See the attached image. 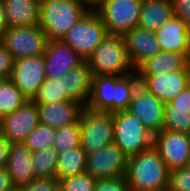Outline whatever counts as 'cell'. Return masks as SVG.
Masks as SVG:
<instances>
[{"label": "cell", "mask_w": 190, "mask_h": 191, "mask_svg": "<svg viewBox=\"0 0 190 191\" xmlns=\"http://www.w3.org/2000/svg\"><path fill=\"white\" fill-rule=\"evenodd\" d=\"M39 122L57 129L79 121L84 106L78 102L45 103L37 105Z\"/></svg>", "instance_id": "ac0fdd59"}, {"label": "cell", "mask_w": 190, "mask_h": 191, "mask_svg": "<svg viewBox=\"0 0 190 191\" xmlns=\"http://www.w3.org/2000/svg\"><path fill=\"white\" fill-rule=\"evenodd\" d=\"M86 155L80 146L58 153L56 178L61 180L85 172Z\"/></svg>", "instance_id": "d4e9b609"}, {"label": "cell", "mask_w": 190, "mask_h": 191, "mask_svg": "<svg viewBox=\"0 0 190 191\" xmlns=\"http://www.w3.org/2000/svg\"><path fill=\"white\" fill-rule=\"evenodd\" d=\"M14 66L12 54L0 42V80L10 79Z\"/></svg>", "instance_id": "8d00e7d4"}, {"label": "cell", "mask_w": 190, "mask_h": 191, "mask_svg": "<svg viewBox=\"0 0 190 191\" xmlns=\"http://www.w3.org/2000/svg\"><path fill=\"white\" fill-rule=\"evenodd\" d=\"M87 12L78 0H40L39 27L48 40H62Z\"/></svg>", "instance_id": "7a4b0ae2"}, {"label": "cell", "mask_w": 190, "mask_h": 191, "mask_svg": "<svg viewBox=\"0 0 190 191\" xmlns=\"http://www.w3.org/2000/svg\"><path fill=\"white\" fill-rule=\"evenodd\" d=\"M170 103L175 107L190 108V85L183 89Z\"/></svg>", "instance_id": "ab89813d"}, {"label": "cell", "mask_w": 190, "mask_h": 191, "mask_svg": "<svg viewBox=\"0 0 190 191\" xmlns=\"http://www.w3.org/2000/svg\"><path fill=\"white\" fill-rule=\"evenodd\" d=\"M92 76H122L135 70L129 61L121 35H108L86 60Z\"/></svg>", "instance_id": "3957f363"}, {"label": "cell", "mask_w": 190, "mask_h": 191, "mask_svg": "<svg viewBox=\"0 0 190 191\" xmlns=\"http://www.w3.org/2000/svg\"><path fill=\"white\" fill-rule=\"evenodd\" d=\"M185 69V54L160 51L144 61L137 69L138 75H160Z\"/></svg>", "instance_id": "cb8c5ba5"}, {"label": "cell", "mask_w": 190, "mask_h": 191, "mask_svg": "<svg viewBox=\"0 0 190 191\" xmlns=\"http://www.w3.org/2000/svg\"><path fill=\"white\" fill-rule=\"evenodd\" d=\"M93 191H130L126 177L97 180Z\"/></svg>", "instance_id": "d590c367"}, {"label": "cell", "mask_w": 190, "mask_h": 191, "mask_svg": "<svg viewBox=\"0 0 190 191\" xmlns=\"http://www.w3.org/2000/svg\"><path fill=\"white\" fill-rule=\"evenodd\" d=\"M113 142L129 158L153 145V134L129 111L114 113Z\"/></svg>", "instance_id": "5b68a950"}, {"label": "cell", "mask_w": 190, "mask_h": 191, "mask_svg": "<svg viewBox=\"0 0 190 191\" xmlns=\"http://www.w3.org/2000/svg\"><path fill=\"white\" fill-rule=\"evenodd\" d=\"M128 157L114 143L107 144L102 149L86 155V168L90 176L96 180L124 177Z\"/></svg>", "instance_id": "9c48e42d"}, {"label": "cell", "mask_w": 190, "mask_h": 191, "mask_svg": "<svg viewBox=\"0 0 190 191\" xmlns=\"http://www.w3.org/2000/svg\"><path fill=\"white\" fill-rule=\"evenodd\" d=\"M23 191H59V180L55 178H35L21 186Z\"/></svg>", "instance_id": "e575fe53"}, {"label": "cell", "mask_w": 190, "mask_h": 191, "mask_svg": "<svg viewBox=\"0 0 190 191\" xmlns=\"http://www.w3.org/2000/svg\"><path fill=\"white\" fill-rule=\"evenodd\" d=\"M140 84L164 104L169 103L183 89L190 85L186 68L181 71L160 75H138Z\"/></svg>", "instance_id": "9a60e30c"}, {"label": "cell", "mask_w": 190, "mask_h": 191, "mask_svg": "<svg viewBox=\"0 0 190 191\" xmlns=\"http://www.w3.org/2000/svg\"><path fill=\"white\" fill-rule=\"evenodd\" d=\"M140 84L136 70L122 76L115 75V99H113V113L128 110L133 91Z\"/></svg>", "instance_id": "484cf974"}, {"label": "cell", "mask_w": 190, "mask_h": 191, "mask_svg": "<svg viewBox=\"0 0 190 191\" xmlns=\"http://www.w3.org/2000/svg\"><path fill=\"white\" fill-rule=\"evenodd\" d=\"M108 35L106 26L98 13L88 11L68 30L62 41L71 46L83 60H87Z\"/></svg>", "instance_id": "8992f818"}, {"label": "cell", "mask_w": 190, "mask_h": 191, "mask_svg": "<svg viewBox=\"0 0 190 191\" xmlns=\"http://www.w3.org/2000/svg\"><path fill=\"white\" fill-rule=\"evenodd\" d=\"M8 29L6 13L4 10L3 1L0 0V36Z\"/></svg>", "instance_id": "7bdbcfd3"}, {"label": "cell", "mask_w": 190, "mask_h": 191, "mask_svg": "<svg viewBox=\"0 0 190 191\" xmlns=\"http://www.w3.org/2000/svg\"><path fill=\"white\" fill-rule=\"evenodd\" d=\"M153 146L169 171L189 166L190 135L188 133L162 129L153 135Z\"/></svg>", "instance_id": "30bf717a"}, {"label": "cell", "mask_w": 190, "mask_h": 191, "mask_svg": "<svg viewBox=\"0 0 190 191\" xmlns=\"http://www.w3.org/2000/svg\"><path fill=\"white\" fill-rule=\"evenodd\" d=\"M0 42L15 59L43 55L48 39L39 25L8 27L0 36Z\"/></svg>", "instance_id": "ba28073f"}, {"label": "cell", "mask_w": 190, "mask_h": 191, "mask_svg": "<svg viewBox=\"0 0 190 191\" xmlns=\"http://www.w3.org/2000/svg\"><path fill=\"white\" fill-rule=\"evenodd\" d=\"M88 11H96L104 0H78Z\"/></svg>", "instance_id": "b9f144b4"}, {"label": "cell", "mask_w": 190, "mask_h": 191, "mask_svg": "<svg viewBox=\"0 0 190 191\" xmlns=\"http://www.w3.org/2000/svg\"><path fill=\"white\" fill-rule=\"evenodd\" d=\"M10 80L28 99H32L45 81L43 55L15 59Z\"/></svg>", "instance_id": "4fadbf2b"}, {"label": "cell", "mask_w": 190, "mask_h": 191, "mask_svg": "<svg viewBox=\"0 0 190 191\" xmlns=\"http://www.w3.org/2000/svg\"><path fill=\"white\" fill-rule=\"evenodd\" d=\"M174 15L190 29V0H171Z\"/></svg>", "instance_id": "74e56055"}, {"label": "cell", "mask_w": 190, "mask_h": 191, "mask_svg": "<svg viewBox=\"0 0 190 191\" xmlns=\"http://www.w3.org/2000/svg\"><path fill=\"white\" fill-rule=\"evenodd\" d=\"M143 0H104L96 10L109 35H121L138 25Z\"/></svg>", "instance_id": "52a82bcc"}, {"label": "cell", "mask_w": 190, "mask_h": 191, "mask_svg": "<svg viewBox=\"0 0 190 191\" xmlns=\"http://www.w3.org/2000/svg\"><path fill=\"white\" fill-rule=\"evenodd\" d=\"M28 98L10 80H0V119L22 106Z\"/></svg>", "instance_id": "83f0119b"}, {"label": "cell", "mask_w": 190, "mask_h": 191, "mask_svg": "<svg viewBox=\"0 0 190 191\" xmlns=\"http://www.w3.org/2000/svg\"><path fill=\"white\" fill-rule=\"evenodd\" d=\"M11 142L0 131V168L7 167V160L10 152Z\"/></svg>", "instance_id": "f35d334b"}, {"label": "cell", "mask_w": 190, "mask_h": 191, "mask_svg": "<svg viewBox=\"0 0 190 191\" xmlns=\"http://www.w3.org/2000/svg\"><path fill=\"white\" fill-rule=\"evenodd\" d=\"M80 147L86 154L113 142L114 113L84 107L80 117Z\"/></svg>", "instance_id": "277c9868"}, {"label": "cell", "mask_w": 190, "mask_h": 191, "mask_svg": "<svg viewBox=\"0 0 190 191\" xmlns=\"http://www.w3.org/2000/svg\"><path fill=\"white\" fill-rule=\"evenodd\" d=\"M173 15L171 0H143L138 26L155 32Z\"/></svg>", "instance_id": "7402d4cb"}, {"label": "cell", "mask_w": 190, "mask_h": 191, "mask_svg": "<svg viewBox=\"0 0 190 191\" xmlns=\"http://www.w3.org/2000/svg\"><path fill=\"white\" fill-rule=\"evenodd\" d=\"M97 180L87 172L59 180V191H93Z\"/></svg>", "instance_id": "d6a6232c"}, {"label": "cell", "mask_w": 190, "mask_h": 191, "mask_svg": "<svg viewBox=\"0 0 190 191\" xmlns=\"http://www.w3.org/2000/svg\"><path fill=\"white\" fill-rule=\"evenodd\" d=\"M175 132L190 133V108L175 107L170 102L164 105V126Z\"/></svg>", "instance_id": "f546056e"}, {"label": "cell", "mask_w": 190, "mask_h": 191, "mask_svg": "<svg viewBox=\"0 0 190 191\" xmlns=\"http://www.w3.org/2000/svg\"><path fill=\"white\" fill-rule=\"evenodd\" d=\"M127 56L136 70L144 61L161 51L155 32L138 25L123 35Z\"/></svg>", "instance_id": "2e32d148"}, {"label": "cell", "mask_w": 190, "mask_h": 191, "mask_svg": "<svg viewBox=\"0 0 190 191\" xmlns=\"http://www.w3.org/2000/svg\"><path fill=\"white\" fill-rule=\"evenodd\" d=\"M161 51L186 54L190 45V29L173 15L162 27L155 31Z\"/></svg>", "instance_id": "e0dca14e"}, {"label": "cell", "mask_w": 190, "mask_h": 191, "mask_svg": "<svg viewBox=\"0 0 190 191\" xmlns=\"http://www.w3.org/2000/svg\"><path fill=\"white\" fill-rule=\"evenodd\" d=\"M56 129L45 124L39 123L31 130L23 144L31 151L35 152L46 147H53Z\"/></svg>", "instance_id": "4dcf8cb0"}, {"label": "cell", "mask_w": 190, "mask_h": 191, "mask_svg": "<svg viewBox=\"0 0 190 191\" xmlns=\"http://www.w3.org/2000/svg\"><path fill=\"white\" fill-rule=\"evenodd\" d=\"M58 153L53 147L32 152V164L35 178H55Z\"/></svg>", "instance_id": "f1b7e54d"}, {"label": "cell", "mask_w": 190, "mask_h": 191, "mask_svg": "<svg viewBox=\"0 0 190 191\" xmlns=\"http://www.w3.org/2000/svg\"><path fill=\"white\" fill-rule=\"evenodd\" d=\"M80 146V123L79 121L56 129L53 148L57 153L67 151L69 148Z\"/></svg>", "instance_id": "1f68e13d"}, {"label": "cell", "mask_w": 190, "mask_h": 191, "mask_svg": "<svg viewBox=\"0 0 190 191\" xmlns=\"http://www.w3.org/2000/svg\"><path fill=\"white\" fill-rule=\"evenodd\" d=\"M43 58L45 79L53 80L66 75L70 69L84 61L71 46L62 40H48Z\"/></svg>", "instance_id": "5bb4252c"}, {"label": "cell", "mask_w": 190, "mask_h": 191, "mask_svg": "<svg viewBox=\"0 0 190 191\" xmlns=\"http://www.w3.org/2000/svg\"><path fill=\"white\" fill-rule=\"evenodd\" d=\"M9 191H23L21 187H12Z\"/></svg>", "instance_id": "f6af8a7d"}, {"label": "cell", "mask_w": 190, "mask_h": 191, "mask_svg": "<svg viewBox=\"0 0 190 191\" xmlns=\"http://www.w3.org/2000/svg\"><path fill=\"white\" fill-rule=\"evenodd\" d=\"M32 152L23 143H11L7 170L13 187H21L35 179Z\"/></svg>", "instance_id": "d6986e66"}, {"label": "cell", "mask_w": 190, "mask_h": 191, "mask_svg": "<svg viewBox=\"0 0 190 191\" xmlns=\"http://www.w3.org/2000/svg\"><path fill=\"white\" fill-rule=\"evenodd\" d=\"M185 68L190 79V45L185 54Z\"/></svg>", "instance_id": "ee69618b"}, {"label": "cell", "mask_w": 190, "mask_h": 191, "mask_svg": "<svg viewBox=\"0 0 190 191\" xmlns=\"http://www.w3.org/2000/svg\"><path fill=\"white\" fill-rule=\"evenodd\" d=\"M125 177L130 191H164L168 188L169 169L152 145L128 158Z\"/></svg>", "instance_id": "6da1fadb"}, {"label": "cell", "mask_w": 190, "mask_h": 191, "mask_svg": "<svg viewBox=\"0 0 190 191\" xmlns=\"http://www.w3.org/2000/svg\"><path fill=\"white\" fill-rule=\"evenodd\" d=\"M164 103L139 84L133 91L128 110L154 135L164 126Z\"/></svg>", "instance_id": "8fae6325"}, {"label": "cell", "mask_w": 190, "mask_h": 191, "mask_svg": "<svg viewBox=\"0 0 190 191\" xmlns=\"http://www.w3.org/2000/svg\"><path fill=\"white\" fill-rule=\"evenodd\" d=\"M12 187L7 167L0 168V191H9Z\"/></svg>", "instance_id": "60d3db41"}, {"label": "cell", "mask_w": 190, "mask_h": 191, "mask_svg": "<svg viewBox=\"0 0 190 191\" xmlns=\"http://www.w3.org/2000/svg\"><path fill=\"white\" fill-rule=\"evenodd\" d=\"M115 75L92 76L91 95L86 107L113 113Z\"/></svg>", "instance_id": "603a6c76"}, {"label": "cell", "mask_w": 190, "mask_h": 191, "mask_svg": "<svg viewBox=\"0 0 190 191\" xmlns=\"http://www.w3.org/2000/svg\"><path fill=\"white\" fill-rule=\"evenodd\" d=\"M168 191H190V167L169 171Z\"/></svg>", "instance_id": "836d02e7"}, {"label": "cell", "mask_w": 190, "mask_h": 191, "mask_svg": "<svg viewBox=\"0 0 190 191\" xmlns=\"http://www.w3.org/2000/svg\"><path fill=\"white\" fill-rule=\"evenodd\" d=\"M8 27L39 25L40 0H2Z\"/></svg>", "instance_id": "ffe728a7"}, {"label": "cell", "mask_w": 190, "mask_h": 191, "mask_svg": "<svg viewBox=\"0 0 190 191\" xmlns=\"http://www.w3.org/2000/svg\"><path fill=\"white\" fill-rule=\"evenodd\" d=\"M67 97L86 107L91 95L92 74L86 60L70 69L65 75Z\"/></svg>", "instance_id": "44dd1931"}, {"label": "cell", "mask_w": 190, "mask_h": 191, "mask_svg": "<svg viewBox=\"0 0 190 191\" xmlns=\"http://www.w3.org/2000/svg\"><path fill=\"white\" fill-rule=\"evenodd\" d=\"M39 123L37 104L28 99L22 106L0 119V131L11 143H23L28 133Z\"/></svg>", "instance_id": "7c38bea8"}, {"label": "cell", "mask_w": 190, "mask_h": 191, "mask_svg": "<svg viewBox=\"0 0 190 191\" xmlns=\"http://www.w3.org/2000/svg\"><path fill=\"white\" fill-rule=\"evenodd\" d=\"M65 75L57 79H45L38 88L32 100L38 104L59 103L71 101L67 97V86Z\"/></svg>", "instance_id": "4316f807"}]
</instances>
